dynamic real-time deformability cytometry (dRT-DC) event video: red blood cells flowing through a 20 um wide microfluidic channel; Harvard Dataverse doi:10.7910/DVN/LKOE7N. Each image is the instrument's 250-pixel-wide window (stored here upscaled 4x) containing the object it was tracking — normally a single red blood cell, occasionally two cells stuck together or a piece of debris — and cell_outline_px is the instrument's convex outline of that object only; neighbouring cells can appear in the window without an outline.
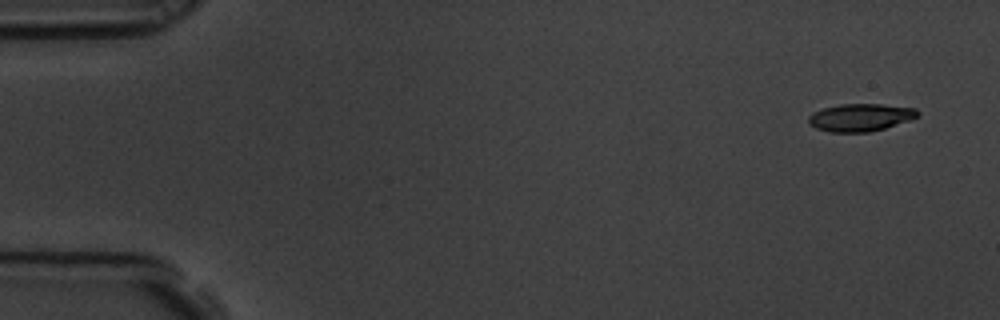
{"species": "common noctule bat (a hibernating species)", "species_latin": "Nyctalus noctula", "temperature_condition": "room temperature", "stored_images_in_passage": 5, "camera_frame_rate_fps": 3000, "um_per_image_px": 0.085, "animal": {"sex": "male", "body_mass_g": 19.5, "forearm_length_mm": 54.6}, "frame": {"image": 1, "passage_image": 1, "time_ms": 0.0, "image_size_px": [1000, 320], "cell_outline_px": [[920, 112], [916, 116], [908, 120], [884, 128], [868, 132], [828, 132], [816, 128], [808, 124], [808, 116], [812, 112], [824, 108], [840, 104], [880, 104], [916, 108]], "centroid_in_image_um": [73.08, 9.98], "position_along_channel_um": 11.9, "area_um2": 17.46}}
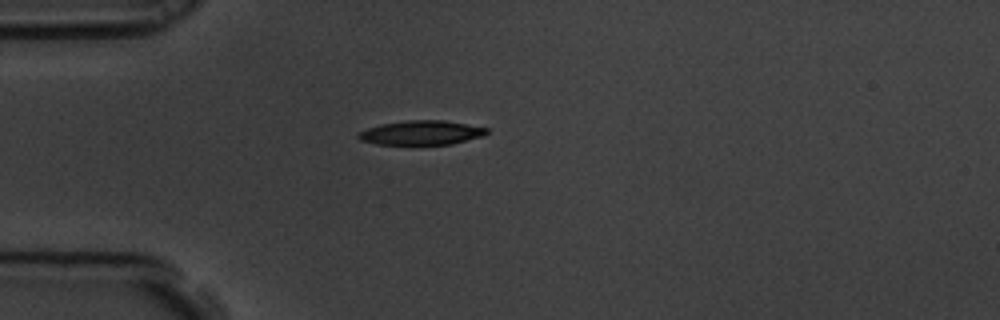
{"frame": {"image": 2, "passage_image": 5, "time_ms": 1.333, "image_size_px": [1000, 320], "cell_outline_px": [[488, 132], [484, 136], [452, 144], [376, 144], [360, 140], [356, 136], [360, 132], [368, 128], [380, 124], [408, 120], [444, 120], [488, 128]], "centroid_in_image_um": [35.83, 11.28], "position_along_channel_um": 49.2, "area_um2": 18.09}}